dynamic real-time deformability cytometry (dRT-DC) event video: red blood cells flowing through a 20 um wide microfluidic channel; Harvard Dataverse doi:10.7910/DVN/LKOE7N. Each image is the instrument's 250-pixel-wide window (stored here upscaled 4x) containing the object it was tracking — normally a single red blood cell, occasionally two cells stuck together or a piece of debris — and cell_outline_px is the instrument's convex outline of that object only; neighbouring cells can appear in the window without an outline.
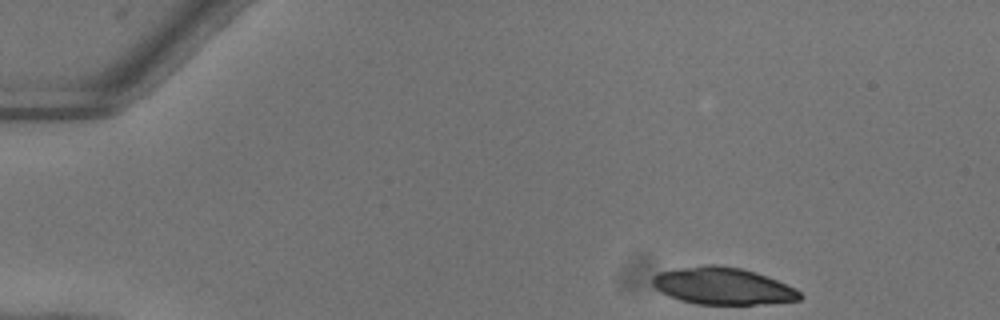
{"species": "common noctule bat (a hibernating species)", "species_latin": "Nyctalus noctula", "temperature_condition": "warm", "stored_images_in_passage": 45, "camera_frame_rate_fps": 3000, "um_per_image_px": 0.085, "animal": {"sex": "female"}, "frame": {"image": 1, "passage_image": 1, "time_ms": 0.0, "image_size_px": [1000, 320], "cell_outline_px": [[804, 296], [800, 300], [756, 304], [696, 304], [680, 300], [660, 292], [652, 284], [652, 276], [660, 272], [680, 268], [704, 264], [716, 264], [740, 268], [756, 272], [776, 280], [800, 292]], "centroid_in_image_um": [61.4, 24.31], "position_along_channel_um": 23.6, "area_um2": 31.56}}